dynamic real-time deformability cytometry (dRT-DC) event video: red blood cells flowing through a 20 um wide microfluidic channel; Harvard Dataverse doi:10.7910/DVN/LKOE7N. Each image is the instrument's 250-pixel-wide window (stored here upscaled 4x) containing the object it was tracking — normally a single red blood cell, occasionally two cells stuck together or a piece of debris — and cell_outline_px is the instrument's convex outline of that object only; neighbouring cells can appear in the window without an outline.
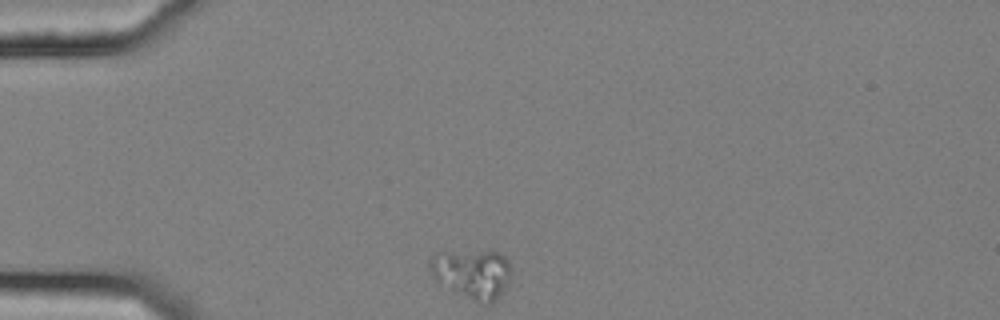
{"species": "common noctule bat (a hibernating species)", "species_latin": "Nyctalus noctula", "temperature_condition": "cold", "stored_images_in_passage": 44, "camera_frame_rate_fps": 3000, "um_per_image_px": 0.085, "animal": {"sex": "female", "body_mass_g": 25.1}, "frame": {"image": 1, "passage_image": 1, "time_ms": 0.0, "image_size_px": [1000, 320], "cell_outline_px": [[512, 272], [508, 284], [496, 300], [492, 304], [484, 304], [472, 300], [436, 280], [432, 276], [428, 264], [432, 256], [436, 252], [500, 252], [508, 260], [512, 268]], "centroid_in_image_um": [40.18, 23.27], "position_along_channel_um": 44.8, "area_um2": 23.29}}
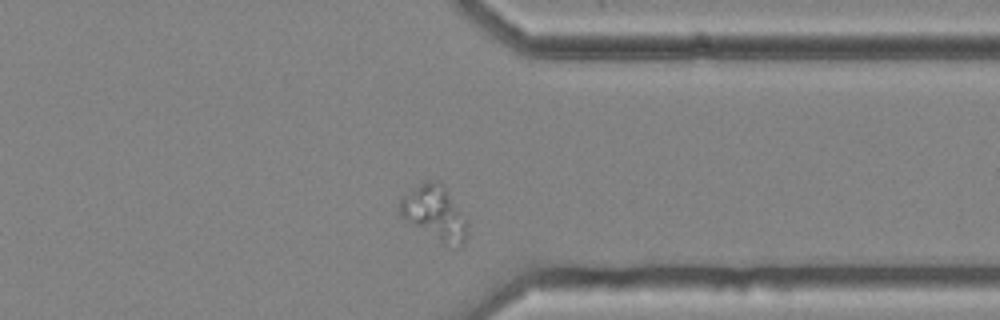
{"frame": {"image": 2, "passage_image": 32, "time_ms": 10.333, "image_size_px": [1000, 320], "cell_outline_px": [[468, 224], [464, 240], [460, 244], [440, 240], [404, 220], [400, 216], [400, 200], [404, 196], [420, 184], [428, 180], [440, 180], [444, 184]], "centroid_in_image_um": [36.92, 18.02], "position_along_channel_um": 374.5, "area_um2": 20.35}}
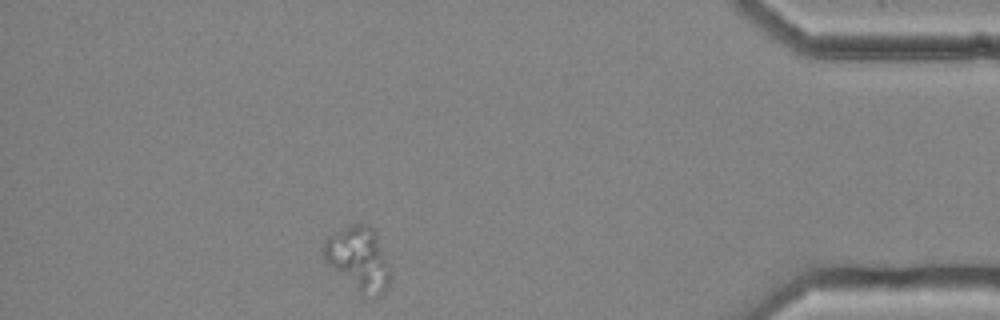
{"frame": {"image": 3, "passage_image": 38, "time_ms": 12.333, "image_size_px": [1000, 320], "cell_outline_px": [[392, 272], [388, 288], [384, 292], [360, 292], [324, 260], [324, 240], [328, 236], [348, 224], [364, 224], [372, 228], [376, 232]], "centroid_in_image_um": [30.49, 21.91], "position_along_channel_um": 404.7, "area_um2": 24.04}}